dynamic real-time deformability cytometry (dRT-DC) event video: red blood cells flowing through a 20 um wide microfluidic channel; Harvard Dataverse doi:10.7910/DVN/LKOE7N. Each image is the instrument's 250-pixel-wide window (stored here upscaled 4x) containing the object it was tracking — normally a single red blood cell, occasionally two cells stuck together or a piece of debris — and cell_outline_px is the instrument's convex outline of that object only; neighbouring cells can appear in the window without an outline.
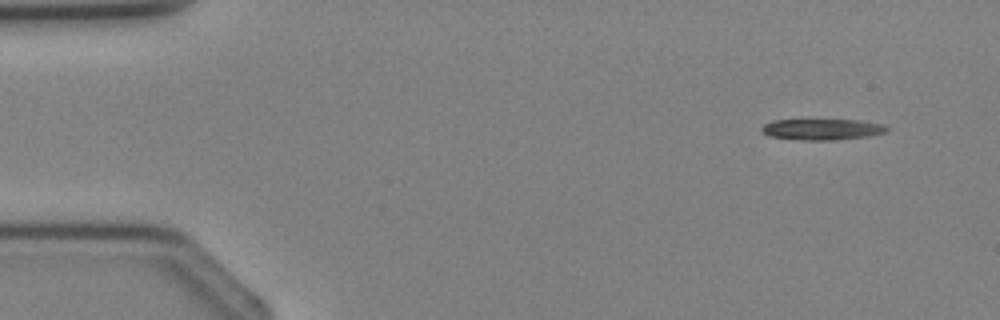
{"species": "Egyptian fruit bat (a non-hibernating species)", "species_latin": "Rousettus aegyptiacus", "temperature_condition": "cold", "stored_images_in_passage": 3, "camera_frame_rate_fps": 3000, "um_per_image_px": 0.085, "animal": {"sex": "female"}, "frame": {"image": 1, "passage_image": 1, "time_ms": 0.0, "image_size_px": [1000, 320], "cell_outline_px": [[888, 128], [884, 132], [868, 136], [832, 140], [800, 140], [768, 136], [760, 128], [764, 124], [772, 120], [860, 120], [884, 124]], "centroid_in_image_um": [69.85, 10.99], "position_along_channel_um": 15.1, "area_um2": 15.26}}
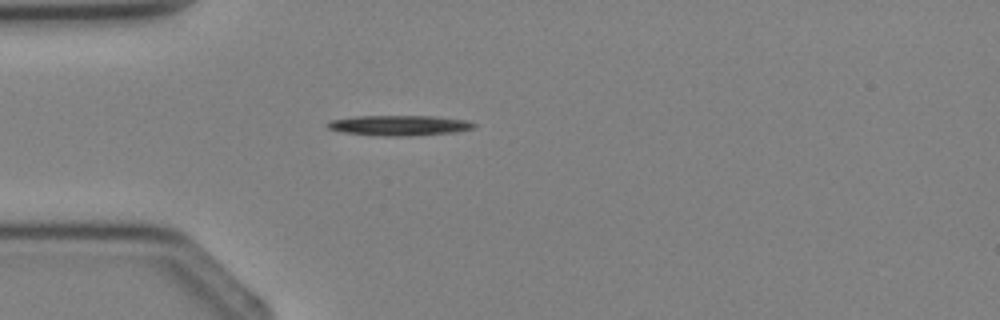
{"frame": {"image": 2, "passage_image": 3, "time_ms": 2.333, "image_size_px": [1000, 320], "cell_outline_px": [[476, 124], [472, 128], [456, 132], [412, 136], [384, 136], [344, 132], [328, 128], [324, 124], [328, 120], [356, 116], [436, 116], [468, 120]], "centroid_in_image_um": [33.93, 10.65], "position_along_channel_um": 51.1, "area_um2": 17.4}}